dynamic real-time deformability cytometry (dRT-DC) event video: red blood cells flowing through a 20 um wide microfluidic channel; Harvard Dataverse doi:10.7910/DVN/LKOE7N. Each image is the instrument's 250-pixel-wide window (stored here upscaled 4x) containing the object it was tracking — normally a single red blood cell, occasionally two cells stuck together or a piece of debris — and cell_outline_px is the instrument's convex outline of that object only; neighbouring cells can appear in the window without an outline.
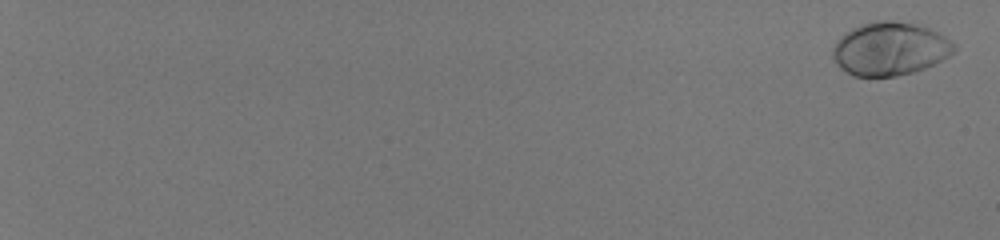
{"species": "human", "species_latin": "Homo sapiens", "temperature_condition": "room temperature", "stored_images_in_passage": 57, "camera_frame_rate_fps": 3000, "um_per_image_px": 0.085, "donor": {"sex": "male"}, "frame": {"image": 1, "passage_image": 2, "time_ms": 0.333, "image_size_px": [1000, 240], "cell_outline_px": [[956, 48], [948, 56], [916, 72], [896, 76], [852, 76], [840, 68], [832, 60], [832, 48], [840, 36], [844, 32], [852, 28], [876, 20], [892, 20], [916, 24], [928, 28], [944, 36], [956, 44]], "centroid_in_image_um": [75.6, 4.15], "position_along_channel_um": 9.4, "area_um2": 37.74}}
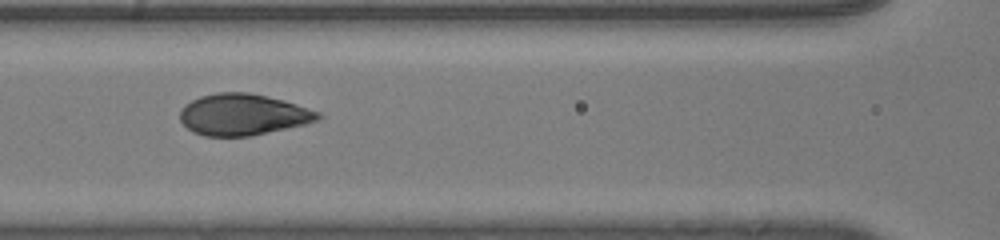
{"frame": {"image": 2, "passage_image": 33, "time_ms": 10.667, "image_size_px": [1000, 240], "cell_outline_px": [[324, 116], [320, 120], [304, 124], [252, 136], [204, 136], [192, 132], [180, 120], [180, 108], [184, 104], [200, 96], [216, 92], [248, 92], [284, 100], [320, 112]], "centroid_in_image_um": [20.64, 9.74], "position_along_channel_um": 146.0, "area_um2": 33.47}}
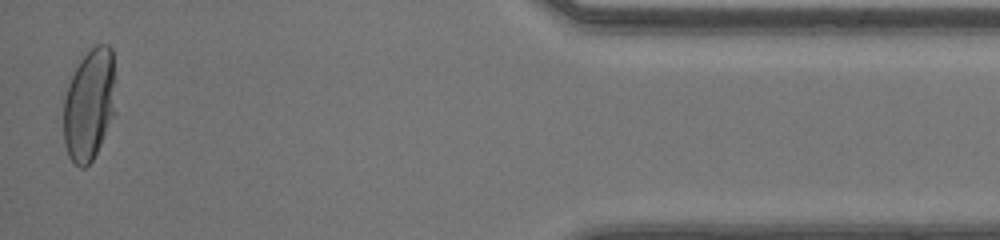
{"frame": {"image": 3, "passage_image": 57, "time_ms": 18.667, "image_size_px": [1000, 240], "cell_outline_px": [[116, 112], [92, 160], [84, 168], [80, 168], [68, 156], [64, 144], [64, 100], [68, 84], [80, 60], [96, 44], [108, 44], [112, 48]], "centroid_in_image_um": [7.6, 8.89], "position_along_channel_um": 427.6, "area_um2": 33.93}, "authors_computed_cell_mechanics": {"area_um2": 34.1598, "velocity_mm_per_s": 4.1249, "shape_relaxation_time_tau1_ms": 3.6224, "shape_relaxation_time_tau2_ms": null, "deformation_change_tau1": 0.2074, "deformation_change_tau2": null}}